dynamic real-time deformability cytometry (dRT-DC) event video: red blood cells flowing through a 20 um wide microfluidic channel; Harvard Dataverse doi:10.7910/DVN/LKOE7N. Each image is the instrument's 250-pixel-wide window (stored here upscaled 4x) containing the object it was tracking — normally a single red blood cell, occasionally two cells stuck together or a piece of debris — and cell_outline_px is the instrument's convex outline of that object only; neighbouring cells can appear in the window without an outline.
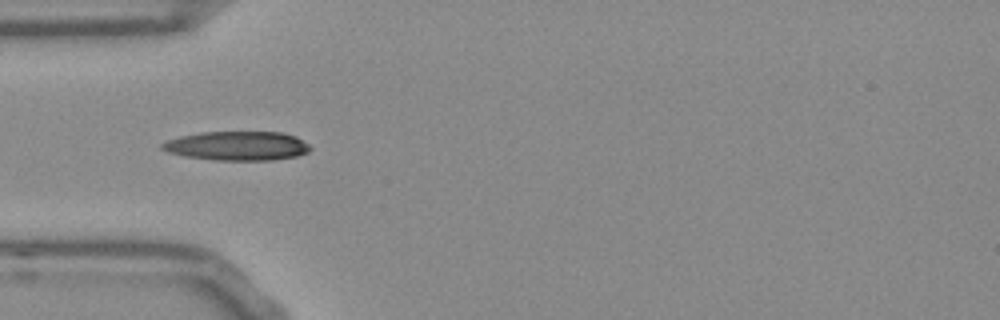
{"species": "Egyptian fruit bat (a non-hibernating species)", "species_latin": "Rousettus aegyptiacus", "temperature_condition": "room temperature", "stored_images_in_passage": 38, "camera_frame_rate_fps": 3000, "um_per_image_px": 0.085, "frame": {"image": 1, "passage_image": 1, "time_ms": 0.0, "image_size_px": [1000, 320], "cell_outline_px": [[312, 148], [308, 152], [296, 156], [272, 160], [216, 160], [184, 156], [168, 152], [160, 148], [160, 144], [168, 140], [180, 136], [200, 132], [280, 132], [296, 136], [308, 144]], "centroid_in_image_um": [20.16, 12.4], "position_along_channel_um": 64.8, "area_um2": 25.14}}
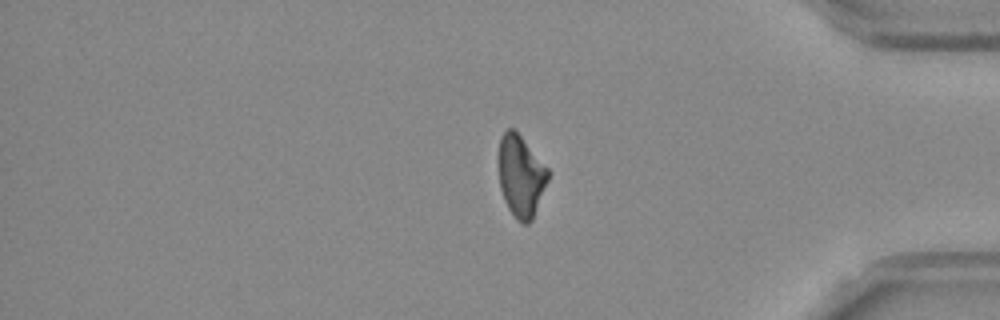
{"frame": {"image": 2, "passage_image": 29, "time_ms": 9.333, "image_size_px": [1000, 320], "cell_outline_px": [[552, 172], [532, 220], [528, 224], [524, 224], [516, 220], [508, 208], [504, 200], [500, 188], [500, 140], [504, 132], [508, 128], [512, 128], [520, 136]], "centroid_in_image_um": [44.32, 15.01], "position_along_channel_um": 390.9, "area_um2": 23.29}}
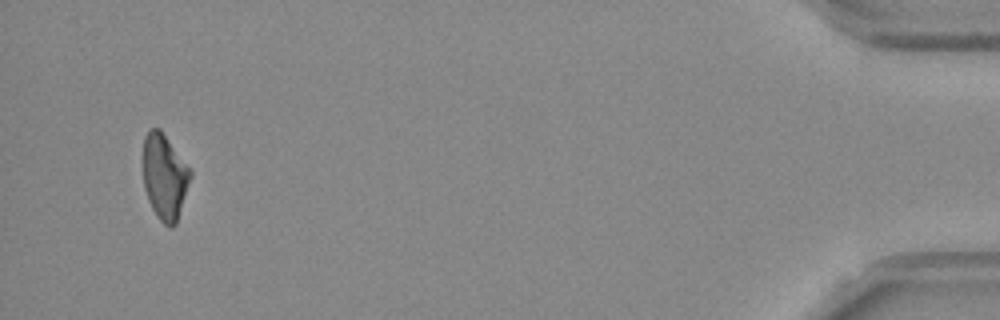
{"frame": {"image": 3, "passage_image": 36, "time_ms": 11.667, "image_size_px": [1000, 320], "cell_outline_px": [[192, 176], [176, 224], [172, 228], [168, 228], [156, 216], [148, 200], [144, 188], [144, 136], [148, 128], [160, 128], [192, 172]], "centroid_in_image_um": [13.99, 15.04], "position_along_channel_um": 421.2, "area_um2": 23.52}, "authors_computed_cell_mechanics": {"area_um2": 23.987, "velocity_mm_per_s": 3.7732, "shape_relaxation_time_tau1_ms": 10.9085, "shape_relaxation_time_tau2_ms": null, "deformation_change_tau1": 0.2362, "deformation_change_tau2": null}}